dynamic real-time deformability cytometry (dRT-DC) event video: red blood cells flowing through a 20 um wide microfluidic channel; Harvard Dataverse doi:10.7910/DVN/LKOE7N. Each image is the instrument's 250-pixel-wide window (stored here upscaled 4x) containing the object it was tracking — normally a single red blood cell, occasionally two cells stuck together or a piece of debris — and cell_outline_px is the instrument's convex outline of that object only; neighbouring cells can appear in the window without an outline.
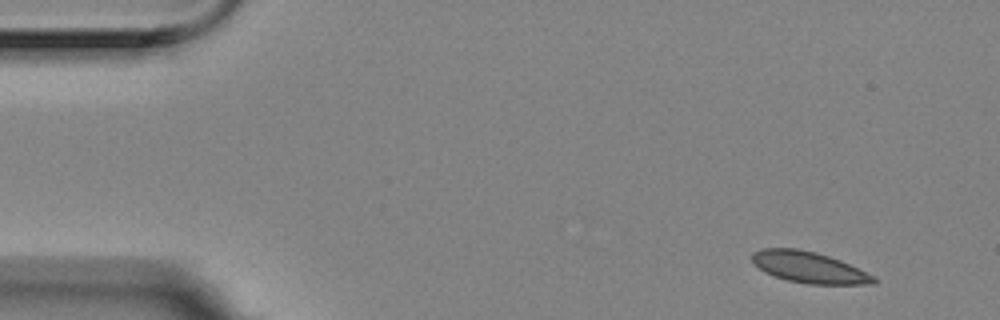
{"species": "Egyptian fruit bat (a non-hibernating species)", "species_latin": "Rousettus aegyptiacus", "temperature_condition": "room temperature", "stored_images_in_passage": 4, "camera_frame_rate_fps": 3000, "um_per_image_px": 0.085, "animal": {"sex": "female"}, "frame": {"image": 1, "passage_image": 1, "time_ms": 0.0, "image_size_px": [1000, 320], "cell_outline_px": [[876, 284], [808, 284], [788, 280], [764, 272], [752, 260], [752, 252], [760, 248], [796, 248], [816, 252], [840, 260], [876, 276]], "centroid_in_image_um": [68.78, 22.72], "position_along_channel_um": 16.2, "area_um2": 22.02}}
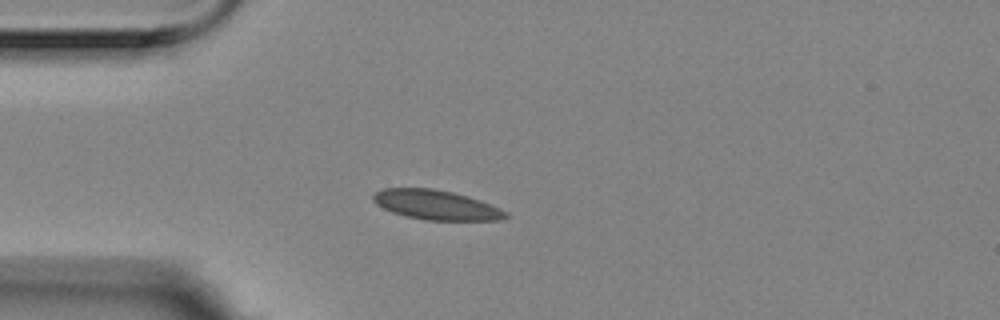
{"frame": {"image": 2, "passage_image": 4, "time_ms": 1.0, "image_size_px": [1000, 320], "cell_outline_px": [[508, 216], [500, 220], [424, 220], [404, 216], [392, 212], [376, 204], [372, 200], [372, 196], [376, 192], [384, 188], [432, 188], [452, 192], [468, 196], [480, 200], [500, 208], [508, 212]], "centroid_in_image_um": [37.07, 17.42], "position_along_channel_um": 47.9, "area_um2": 22.89}}